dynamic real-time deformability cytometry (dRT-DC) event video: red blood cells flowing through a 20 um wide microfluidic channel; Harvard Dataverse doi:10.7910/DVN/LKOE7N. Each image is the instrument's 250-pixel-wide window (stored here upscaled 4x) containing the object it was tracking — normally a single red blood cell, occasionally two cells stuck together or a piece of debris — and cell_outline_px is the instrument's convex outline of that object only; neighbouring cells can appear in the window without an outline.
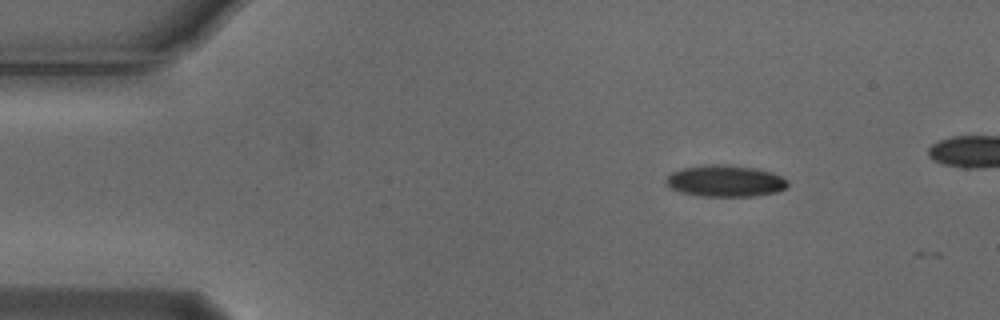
{"species": "Egyptian fruit bat (a non-hibernating species)", "species_latin": "Rousettus aegyptiacus", "temperature_condition": "cold", "stored_images_in_passage": 3, "camera_frame_rate_fps": 3000, "um_per_image_px": 0.085, "animal": {"sex": "male"}, "frame": {"image": 1, "passage_image": 1, "time_ms": 0.0, "image_size_px": [1000, 320], "cell_outline_px": [[788, 188], [776, 192], [756, 196], [700, 196], [680, 192], [664, 184], [664, 180], [672, 172], [680, 168], [712, 164], [728, 164], [756, 168], [772, 172], [788, 180]], "centroid_in_image_um": [61.65, 15.38], "position_along_channel_um": 23.4, "area_um2": 22.66}}